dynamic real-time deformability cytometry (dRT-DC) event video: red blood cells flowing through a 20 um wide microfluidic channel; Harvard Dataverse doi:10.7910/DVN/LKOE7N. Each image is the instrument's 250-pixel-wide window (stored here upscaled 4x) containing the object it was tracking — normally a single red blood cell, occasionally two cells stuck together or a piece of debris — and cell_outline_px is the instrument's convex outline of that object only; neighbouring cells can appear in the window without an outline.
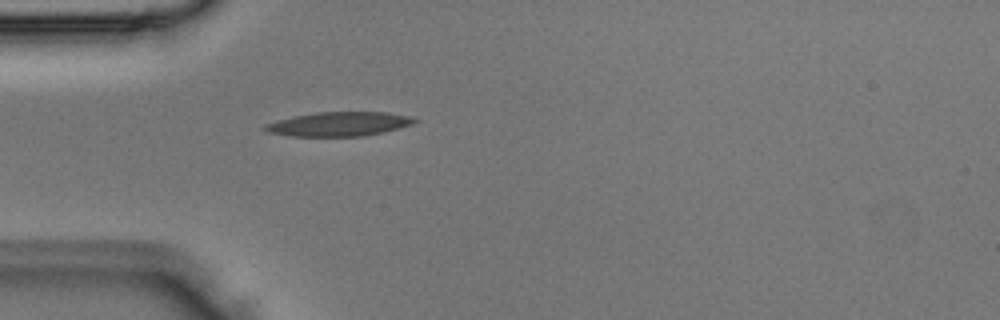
{"species": "Egyptian fruit bat (a non-hibernating species)", "species_latin": "Rousettus aegyptiacus", "temperature_condition": "room temperature", "stored_images_in_passage": 5, "camera_frame_rate_fps": 3000, "um_per_image_px": 0.085, "animal": {"sex": "male"}, "frame": {"image": 1, "passage_image": 5, "time_ms": 1.333, "image_size_px": [1000, 320], "cell_outline_px": [[420, 120], [412, 124], [400, 128], [364, 136], [288, 136], [268, 132], [260, 128], [264, 124], [276, 120], [292, 116], [316, 112], [384, 112], [408, 116]], "centroid_in_image_um": [28.75, 10.54], "position_along_channel_um": 56.3, "area_um2": 21.21}}